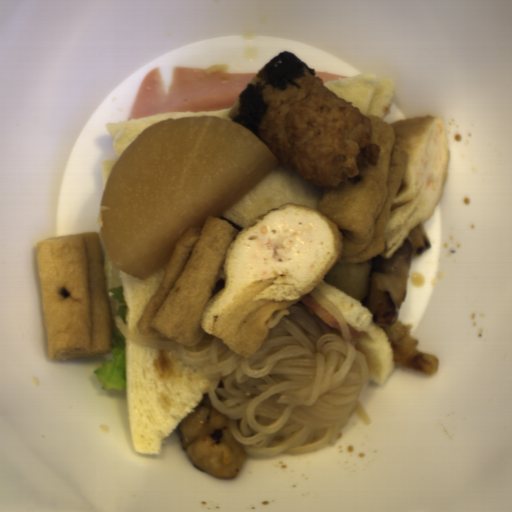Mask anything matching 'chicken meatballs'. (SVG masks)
Returning a JSON list of instances; mask_svg holds the SVG:
<instances>
[{
  "instance_id": "chicken-meatballs-1",
  "label": "chicken meatballs",
  "mask_w": 512,
  "mask_h": 512,
  "mask_svg": "<svg viewBox=\"0 0 512 512\" xmlns=\"http://www.w3.org/2000/svg\"><path fill=\"white\" fill-rule=\"evenodd\" d=\"M295 78L280 90L270 83L262 97L268 104L258 138L279 165L294 170L307 183L337 188L361 181V168L376 166L381 147L372 141V121L311 74Z\"/></svg>"
},
{
  "instance_id": "chicken-meatballs-2",
  "label": "chicken meatballs",
  "mask_w": 512,
  "mask_h": 512,
  "mask_svg": "<svg viewBox=\"0 0 512 512\" xmlns=\"http://www.w3.org/2000/svg\"><path fill=\"white\" fill-rule=\"evenodd\" d=\"M240 106H241V103H240V100H239V97L235 100L234 104L232 105L231 109L229 110L227 116L230 120H233L235 119V117L238 115L239 113V110H240Z\"/></svg>"
},
{
  "instance_id": "chicken-meatballs-3",
  "label": "chicken meatballs",
  "mask_w": 512,
  "mask_h": 512,
  "mask_svg": "<svg viewBox=\"0 0 512 512\" xmlns=\"http://www.w3.org/2000/svg\"><path fill=\"white\" fill-rule=\"evenodd\" d=\"M265 82H266L265 80H263V79L259 78L257 75H255V77L249 83H252L256 86V85H262Z\"/></svg>"
}]
</instances>
